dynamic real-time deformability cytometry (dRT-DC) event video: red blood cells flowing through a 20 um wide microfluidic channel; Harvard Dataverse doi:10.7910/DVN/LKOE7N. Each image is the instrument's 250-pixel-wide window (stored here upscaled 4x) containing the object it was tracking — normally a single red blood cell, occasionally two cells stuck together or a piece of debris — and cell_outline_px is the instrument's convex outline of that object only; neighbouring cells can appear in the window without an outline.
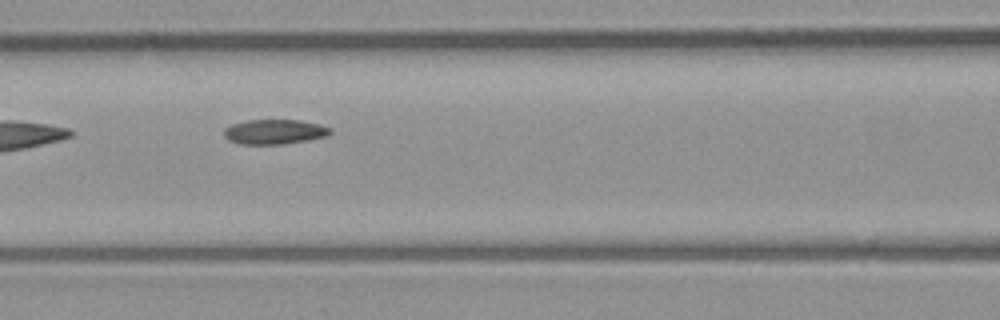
{"species": "common noctule bat (a hibernating species)", "species_latin": "Nyctalus noctula", "temperature_condition": "room temperature", "stored_images_in_passage": 9, "camera_frame_rate_fps": 3000, "um_per_image_px": 0.085, "animal": {"sex": "male", "body_mass_g": 23.1, "forearm_length_mm": 52.7}, "frame": {"image": 1, "passage_image": 6, "time_ms": 6.667, "image_size_px": [1000, 320], "cell_outline_px": [[332, 132], [328, 136], [308, 140], [284, 144], [240, 144], [228, 140], [224, 136], [224, 128], [232, 124], [248, 120], [300, 120], [320, 124], [332, 128]], "centroid_in_image_um": [23.36, 11.2], "position_along_channel_um": 143.2, "area_um2": 15.49}}
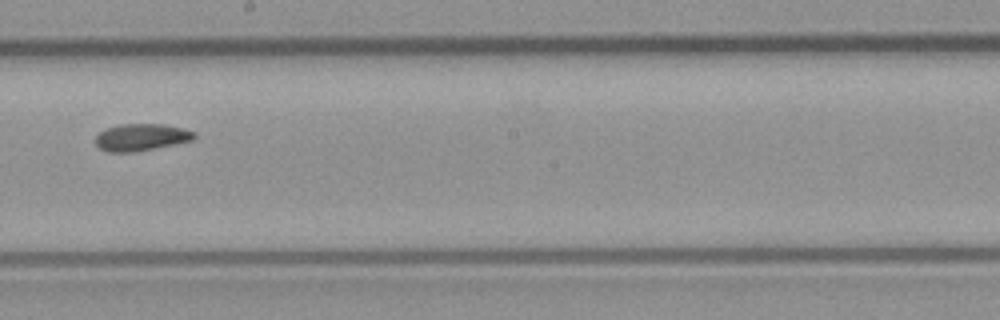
{"frame": {"image": 2, "passage_image": 8, "time_ms": 9.0, "image_size_px": [1000, 320], "cell_outline_px": [[196, 136], [192, 140], [132, 152], [108, 152], [100, 148], [96, 144], [96, 136], [100, 132], [108, 128], [120, 124], [164, 124], [184, 128], [196, 132]], "centroid_in_image_um": [12.01, 11.65], "position_along_channel_um": 236.2, "area_um2": 15.32}}
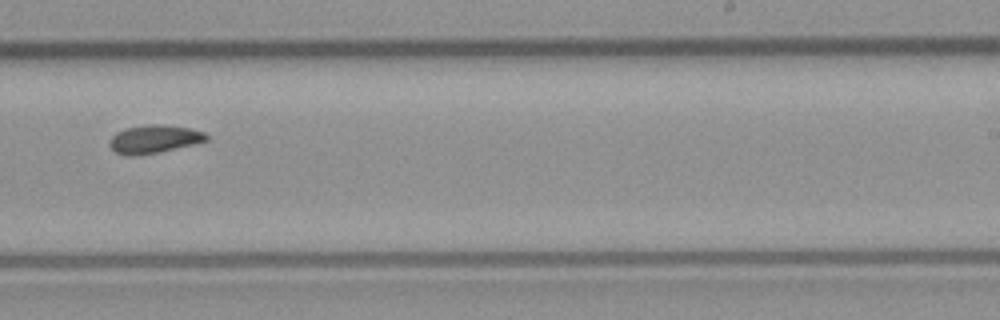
{"frame": {"image": 3, "passage_image": 9, "time_ms": 10.0, "image_size_px": [1000, 320], "cell_outline_px": [[208, 140], [192, 144], [156, 152], [132, 156], [128, 156], [116, 152], [108, 144], [108, 140], [116, 132], [128, 128], [148, 124], [164, 124], [192, 128], [204, 132], [208, 136]], "centroid_in_image_um": [13.09, 11.8], "position_along_channel_um": 275.9, "area_um2": 15.72}}